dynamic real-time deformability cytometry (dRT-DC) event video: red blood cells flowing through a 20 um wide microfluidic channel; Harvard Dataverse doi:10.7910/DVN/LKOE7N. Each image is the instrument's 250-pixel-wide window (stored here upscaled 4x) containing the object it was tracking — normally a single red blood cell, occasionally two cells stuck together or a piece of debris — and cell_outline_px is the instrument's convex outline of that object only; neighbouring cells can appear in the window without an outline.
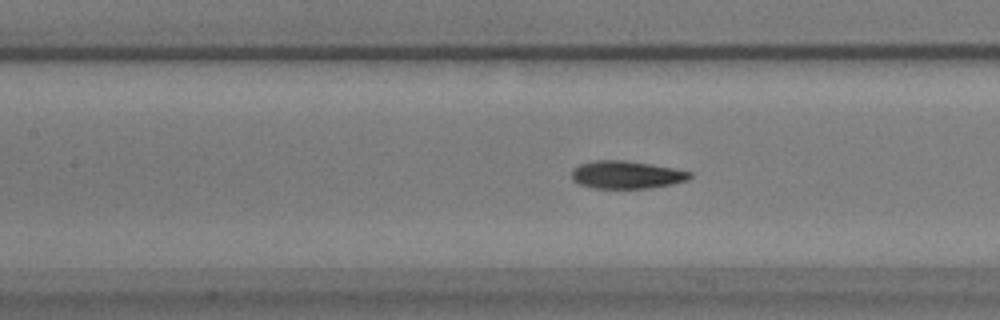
{"species": "common noctule bat (a hibernating species)", "species_latin": "Nyctalus noctula", "temperature_condition": "warm", "stored_images_in_passage": 45, "camera_frame_rate_fps": 3000, "um_per_image_px": 0.085, "animal": {"sex": "male", "body_mass_g": 17.9}, "frame": {"image": 1, "passage_image": 25, "time_ms": 8.0, "image_size_px": [1000, 320], "cell_outline_px": [[692, 176], [688, 180], [672, 184], [652, 188], [592, 188], [580, 184], [572, 180], [572, 168], [580, 164], [596, 160], [624, 160], [652, 164], [692, 172]], "centroid_in_image_um": [53.25, 14.85], "position_along_channel_um": 154.2, "area_um2": 19.19}}
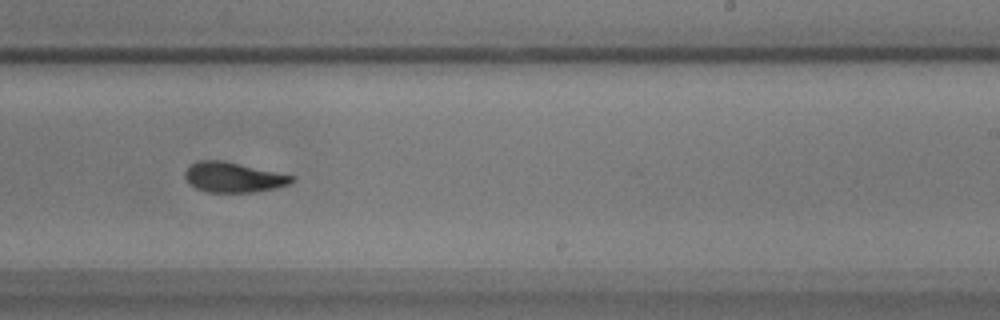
{"frame": {"image": 2, "passage_image": 35, "time_ms": 11.333, "image_size_px": [1000, 320], "cell_outline_px": [[296, 180], [288, 184], [276, 188], [252, 192], [208, 192], [196, 188], [184, 176], [184, 172], [196, 160], [224, 160], [296, 176]], "centroid_in_image_um": [19.87, 15.06], "position_along_channel_um": 269.1, "area_um2": 18.73}}
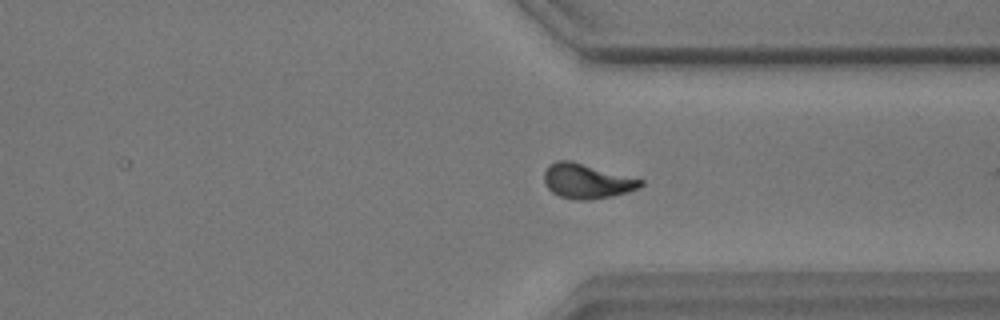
{"frame": {"image": 3, "passage_image": 43, "time_ms": 14.0, "image_size_px": [1000, 320], "cell_outline_px": [[644, 184], [640, 188], [628, 192], [612, 196], [588, 200], [572, 200], [560, 196], [552, 192], [544, 184], [544, 172], [548, 164], [556, 160], [572, 160], [644, 180]], "centroid_in_image_um": [49.87, 15.39], "position_along_channel_um": 361.5, "area_um2": 19.83}, "authors_computed_cell_mechanics": {"area_um2": 19.2474, "velocity_mm_per_s": 3.4617, "shape_relaxation_time_tau1_ms": 5.3815, "shape_relaxation_time_tau2_ms": 2.3327, "deformation_change_tau1": 0.1635, "deformation_change_tau2": 0.077}}